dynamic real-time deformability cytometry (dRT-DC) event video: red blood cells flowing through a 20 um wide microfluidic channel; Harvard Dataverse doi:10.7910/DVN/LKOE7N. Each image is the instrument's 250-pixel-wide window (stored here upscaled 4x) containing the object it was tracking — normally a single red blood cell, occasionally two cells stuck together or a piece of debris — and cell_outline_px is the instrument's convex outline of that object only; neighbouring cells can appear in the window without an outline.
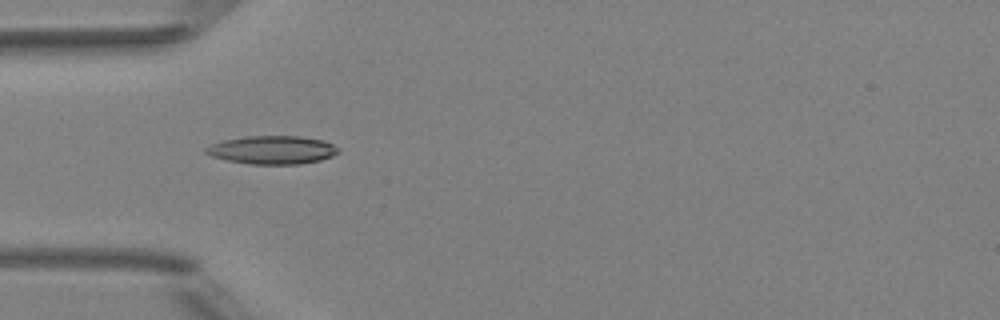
{"species": "Egyptian fruit bat (a non-hibernating species)", "species_latin": "Rousettus aegyptiacus", "temperature_condition": "room temperature", "stored_images_in_passage": 8, "camera_frame_rate_fps": 3000, "um_per_image_px": 0.085, "animal": {"sex": "female"}, "frame": {"image": 1, "passage_image": 5, "time_ms": 4.667, "image_size_px": [1000, 320], "cell_outline_px": [[340, 152], [332, 156], [320, 160], [300, 164], [248, 164], [228, 160], [212, 156], [204, 152], [204, 148], [212, 144], [224, 140], [244, 136], [300, 136], [320, 140], [332, 144], [340, 148]], "centroid_in_image_um": [23.15, 12.74], "position_along_channel_um": 61.9, "area_um2": 21.79}}
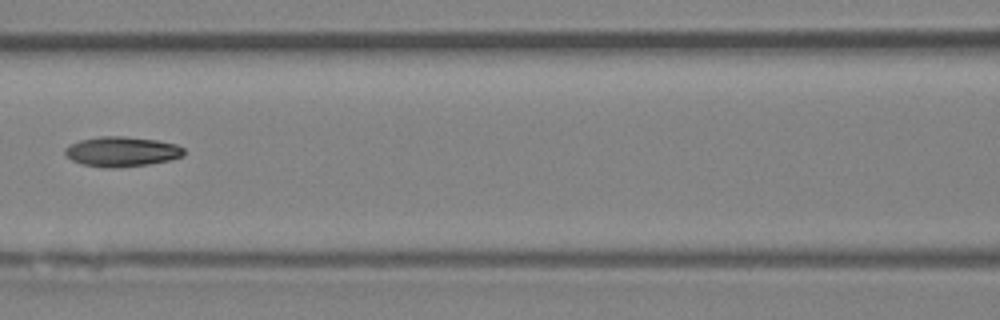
{"frame": {"image": 2, "passage_image": 7, "time_ms": 7.0, "image_size_px": [1000, 320], "cell_outline_px": [[184, 156], [168, 160], [148, 164], [116, 168], [104, 168], [84, 164], [72, 160], [64, 152], [64, 148], [80, 140], [100, 136], [124, 136], [156, 140], [176, 144], [184, 148]], "centroid_in_image_um": [10.36, 12.88], "position_along_channel_um": 156.2, "area_um2": 20.63}}
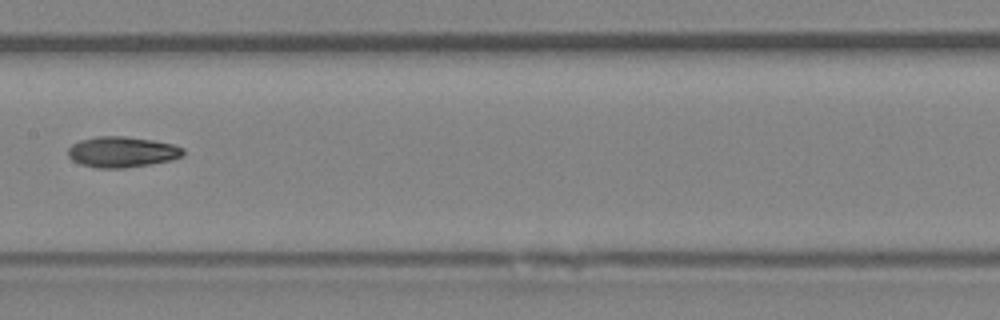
{"frame": {"image": 3, "passage_image": 8, "time_ms": 8.0, "image_size_px": [1000, 320], "cell_outline_px": [[184, 156], [172, 160], [124, 168], [96, 168], [80, 164], [72, 160], [68, 156], [68, 148], [72, 144], [80, 140], [96, 136], [124, 136], [152, 140], [172, 144], [184, 148]], "centroid_in_image_um": [10.36, 12.91], "position_along_channel_um": 197.0, "area_um2": 20.69}}